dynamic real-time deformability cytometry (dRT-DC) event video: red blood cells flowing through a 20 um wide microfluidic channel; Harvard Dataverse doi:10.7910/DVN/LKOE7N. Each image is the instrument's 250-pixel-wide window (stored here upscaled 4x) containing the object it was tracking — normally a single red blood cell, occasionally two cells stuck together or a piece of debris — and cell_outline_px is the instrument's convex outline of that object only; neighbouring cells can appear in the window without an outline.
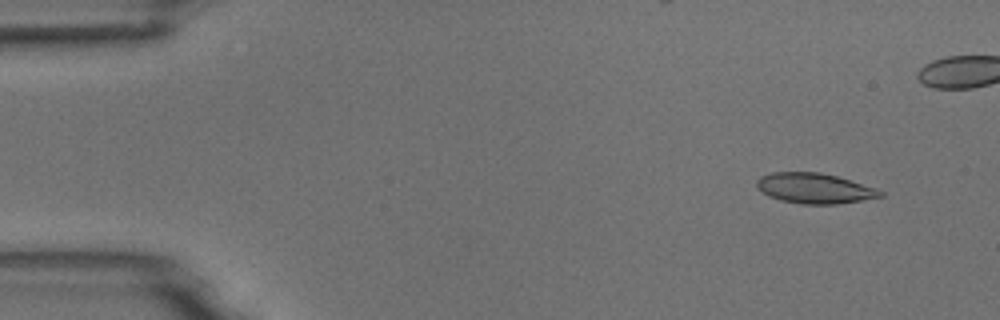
{"species": "common noctule bat (a hibernating species)", "species_latin": "Nyctalus noctula", "temperature_condition": "room temperature", "stored_images_in_passage": 6, "camera_frame_rate_fps": 3000, "um_per_image_px": 0.085, "animal": {"sex": "male", "body_mass_g": 18.8}, "frame": {"image": 1, "passage_image": 2, "time_ms": 1.333, "image_size_px": [1000, 320], "cell_outline_px": [[884, 196], [836, 204], [800, 204], [780, 200], [768, 196], [760, 192], [756, 188], [756, 180], [760, 176], [772, 172], [820, 172], [836, 176], [876, 188], [884, 192]], "centroid_in_image_um": [69.18, 16.0], "position_along_channel_um": 15.8, "area_um2": 21.91}}